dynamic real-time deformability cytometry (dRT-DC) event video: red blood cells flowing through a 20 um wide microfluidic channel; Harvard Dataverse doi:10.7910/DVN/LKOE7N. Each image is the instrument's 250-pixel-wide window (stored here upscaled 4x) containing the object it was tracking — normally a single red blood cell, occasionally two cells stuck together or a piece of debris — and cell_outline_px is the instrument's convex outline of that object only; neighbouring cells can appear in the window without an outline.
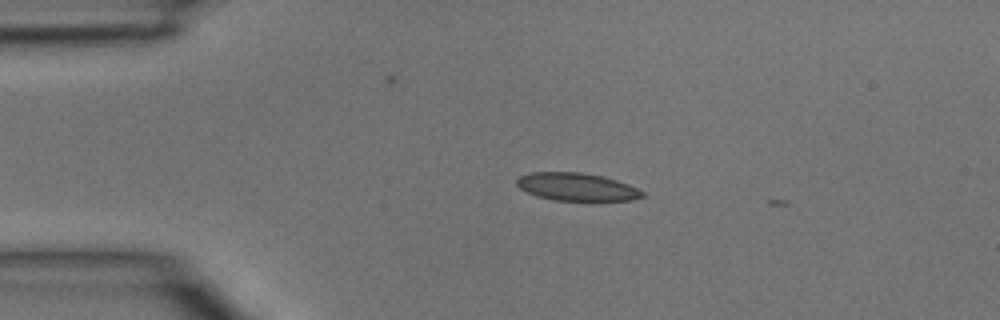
{"species": "common noctule bat (a hibernating species)", "species_latin": "Nyctalus noctula", "temperature_condition": "room temperature", "stored_images_in_passage": 4, "camera_frame_rate_fps": 3000, "um_per_image_px": 0.085, "animal": {"sex": "male", "body_mass_g": 15.6}, "frame": {"image": 1, "passage_image": 2, "time_ms": 0.333, "image_size_px": [1000, 320], "cell_outline_px": [[644, 196], [632, 200], [552, 200], [536, 196], [520, 188], [516, 184], [516, 180], [520, 176], [532, 172], [580, 172], [604, 176], [628, 184], [644, 192]], "centroid_in_image_um": [49.01, 15.88], "position_along_channel_um": 36.0, "area_um2": 20.23}}
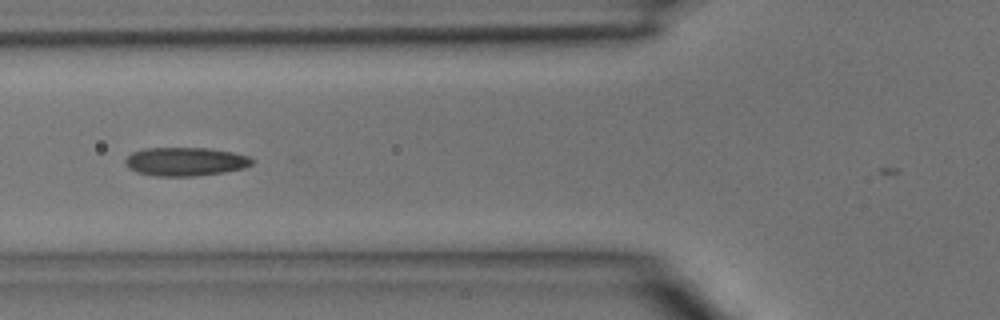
{"frame": {"image": 2, "passage_image": 4, "time_ms": 1.0, "image_size_px": [1000, 320], "cell_outline_px": [[256, 160], [252, 164], [244, 168], [224, 172], [196, 176], [156, 176], [136, 172], [128, 168], [124, 164], [124, 160], [132, 152], [144, 148], [208, 148], [232, 152], [248, 156]], "centroid_in_image_um": [15.75, 13.73], "position_along_channel_um": 110.1, "area_um2": 21.27}}